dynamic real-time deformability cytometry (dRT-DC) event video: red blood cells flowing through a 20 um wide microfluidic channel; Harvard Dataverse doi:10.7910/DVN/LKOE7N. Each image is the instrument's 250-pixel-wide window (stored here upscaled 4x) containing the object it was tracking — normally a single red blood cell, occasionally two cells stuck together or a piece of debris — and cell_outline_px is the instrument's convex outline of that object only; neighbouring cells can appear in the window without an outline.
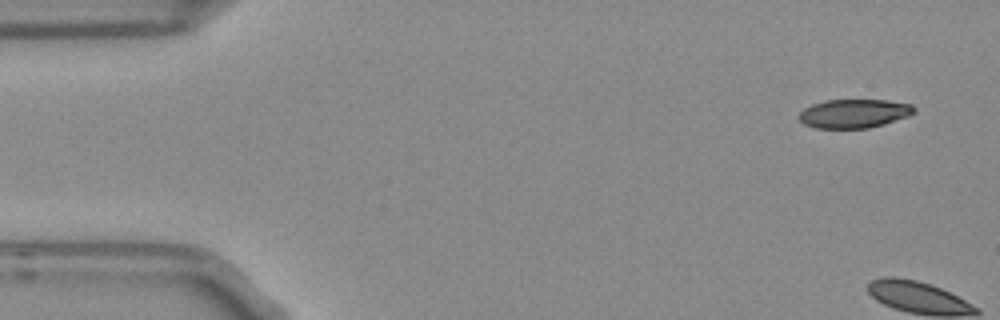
{"species": "Egyptian fruit bat (a non-hibernating species)", "species_latin": "Rousettus aegyptiacus", "temperature_condition": "room temperature", "stored_images_in_passage": 5, "camera_frame_rate_fps": 3000, "um_per_image_px": 0.085, "frame": {"image": 1, "passage_image": 1, "time_ms": 0.0, "image_size_px": [1000, 320], "cell_outline_px": [[916, 112], [908, 116], [884, 124], [868, 128], [816, 128], [804, 124], [796, 116], [804, 108], [812, 104], [824, 100], [888, 100], [912, 104], [916, 108]], "centroid_in_image_um": [72.59, 9.64], "position_along_channel_um": 12.4, "area_um2": 19.48}}
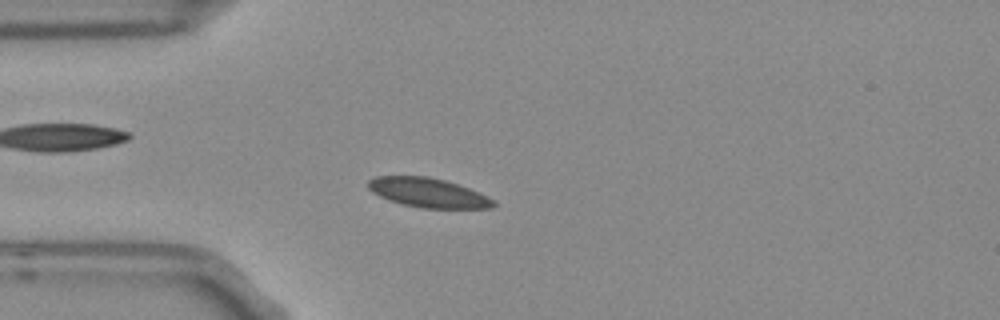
{"frame": {"image": 2, "passage_image": 5, "time_ms": 1.333, "image_size_px": [1000, 320], "cell_outline_px": [[496, 204], [492, 208], [420, 208], [400, 204], [388, 200], [372, 192], [368, 188], [368, 180], [376, 176], [428, 176], [444, 180], [468, 188], [496, 200]], "centroid_in_image_um": [36.37, 16.39], "position_along_channel_um": 48.6, "area_um2": 21.44}}